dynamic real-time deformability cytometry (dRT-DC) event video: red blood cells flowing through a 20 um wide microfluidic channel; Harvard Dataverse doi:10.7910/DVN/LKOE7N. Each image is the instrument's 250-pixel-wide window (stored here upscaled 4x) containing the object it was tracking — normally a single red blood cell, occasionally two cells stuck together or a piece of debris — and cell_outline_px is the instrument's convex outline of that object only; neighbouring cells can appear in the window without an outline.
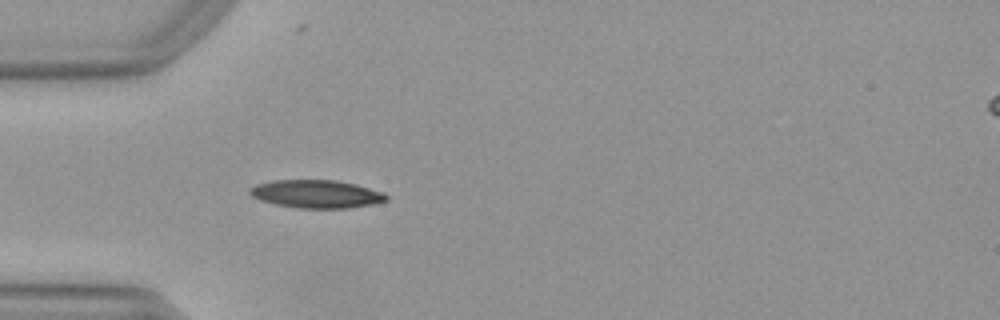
{"species": "Egyptian fruit bat (a non-hibernating species)", "species_latin": "Rousettus aegyptiacus", "temperature_condition": "warm", "stored_images_in_passage": 33, "camera_frame_rate_fps": 3000, "um_per_image_px": 0.085, "animal": {"sex": "female"}, "frame": {"image": 1, "passage_image": 1, "time_ms": 0.0, "image_size_px": [1000, 320], "cell_outline_px": [[388, 200], [372, 204], [348, 208], [300, 208], [276, 204], [260, 200], [252, 196], [248, 192], [248, 188], [256, 184], [272, 180], [336, 180], [356, 184], [384, 192], [388, 196]], "centroid_in_image_um": [26.89, 16.48], "position_along_channel_um": 58.1, "area_um2": 22.37}}
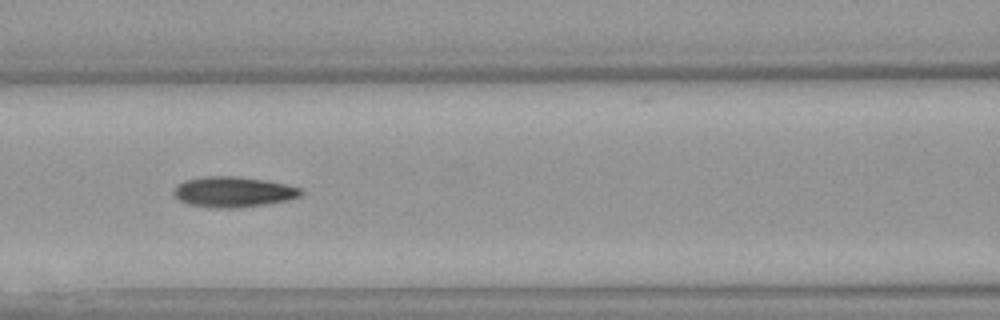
{"frame": {"image": 2, "passage_image": 8, "time_ms": 2.333, "image_size_px": [1000, 320], "cell_outline_px": [[304, 192], [300, 196], [288, 200], [240, 208], [208, 208], [188, 204], [180, 200], [172, 192], [176, 184], [188, 180], [204, 176], [232, 176], [264, 180], [284, 184], [300, 188]], "centroid_in_image_um": [19.8, 16.32], "position_along_channel_um": 146.8, "area_um2": 22.54}}
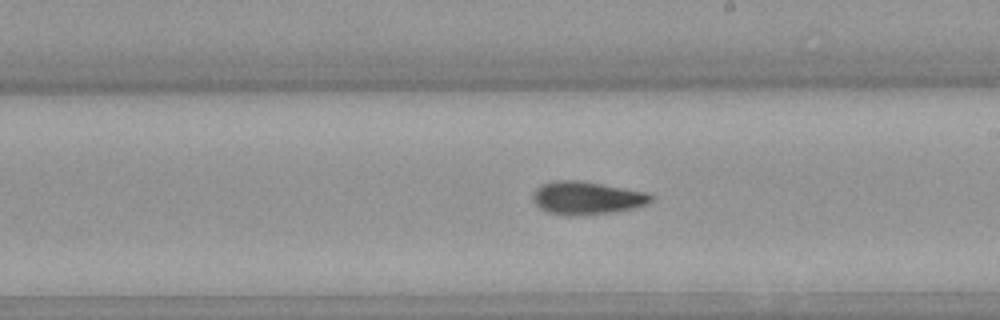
{"frame": {"image": 3, "passage_image": 15, "time_ms": 4.667, "image_size_px": [1000, 320], "cell_outline_px": [[652, 200], [648, 204], [636, 208], [616, 212], [572, 216], [568, 216], [548, 212], [540, 208], [532, 200], [532, 192], [540, 184], [556, 180], [584, 180], [648, 192], [652, 196]], "centroid_in_image_um": [49.88, 16.82], "position_along_channel_um": 239.1, "area_um2": 23.24}, "authors_computed_cell_mechanics": {"area_um2": 21.5016, "velocity_mm_per_s": 3.981, "shape_relaxation_time_tau1_ms": 5.298, "shape_relaxation_time_tau2_ms": 5.5008, "deformation_change_tau1": 0.1946, "deformation_change_tau2": 0.1143}}